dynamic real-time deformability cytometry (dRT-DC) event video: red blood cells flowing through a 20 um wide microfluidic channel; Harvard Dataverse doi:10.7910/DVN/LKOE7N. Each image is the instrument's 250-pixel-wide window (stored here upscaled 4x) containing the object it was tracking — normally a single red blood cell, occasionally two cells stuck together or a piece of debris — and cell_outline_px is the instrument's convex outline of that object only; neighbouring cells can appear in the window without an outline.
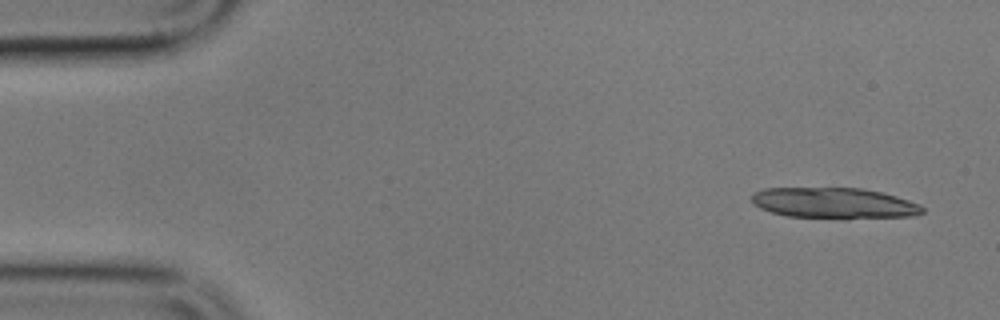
{"species": "common noctule bat (a hibernating species)", "species_latin": "Nyctalus noctula", "temperature_condition": "cold", "stored_images_in_passage": 5, "camera_frame_rate_fps": 3000, "um_per_image_px": 0.085, "animal": {"sex": "male", "body_mass_g": 17.9}, "frame": {"image": 1, "passage_image": 1, "time_ms": 0.0, "image_size_px": [1000, 320], "cell_outline_px": [[924, 212], [916, 216], [844, 220], [788, 216], [772, 212], [760, 208], [752, 204], [752, 192], [764, 188], [860, 188], [880, 192], [896, 196], [920, 204], [924, 208]], "centroid_in_image_um": [70.93, 17.29], "position_along_channel_um": 14.1, "area_um2": 31.44}}
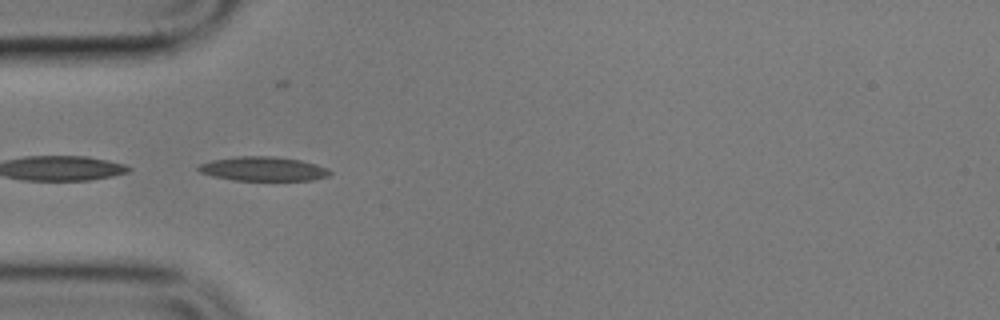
{"frame": {"image": 2, "passage_image": 4, "time_ms": 4.667, "image_size_px": [1000, 320], "cell_outline_px": [[332, 172], [328, 176], [312, 180], [236, 180], [212, 176], [200, 172], [196, 168], [200, 164], [212, 160], [236, 156], [272, 156], [300, 160], [316, 164], [328, 168]], "centroid_in_image_um": [22.37, 14.35], "position_along_channel_um": 62.6, "area_um2": 18.5}}